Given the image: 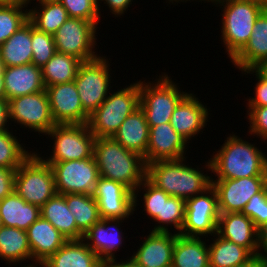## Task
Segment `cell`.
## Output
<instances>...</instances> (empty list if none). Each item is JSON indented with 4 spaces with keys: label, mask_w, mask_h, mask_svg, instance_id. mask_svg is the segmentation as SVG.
Masks as SVG:
<instances>
[{
    "label": "cell",
    "mask_w": 267,
    "mask_h": 267,
    "mask_svg": "<svg viewBox=\"0 0 267 267\" xmlns=\"http://www.w3.org/2000/svg\"><path fill=\"white\" fill-rule=\"evenodd\" d=\"M223 146L205 164L215 179L267 176V154L246 140L230 134Z\"/></svg>",
    "instance_id": "cell-1"
},
{
    "label": "cell",
    "mask_w": 267,
    "mask_h": 267,
    "mask_svg": "<svg viewBox=\"0 0 267 267\" xmlns=\"http://www.w3.org/2000/svg\"><path fill=\"white\" fill-rule=\"evenodd\" d=\"M93 156L101 177L120 182L132 192L146 179L144 158L113 137L96 138Z\"/></svg>",
    "instance_id": "cell-2"
},
{
    "label": "cell",
    "mask_w": 267,
    "mask_h": 267,
    "mask_svg": "<svg viewBox=\"0 0 267 267\" xmlns=\"http://www.w3.org/2000/svg\"><path fill=\"white\" fill-rule=\"evenodd\" d=\"M185 161L186 157L146 164V179L168 195L184 200L203 193L212 185V176L186 165Z\"/></svg>",
    "instance_id": "cell-3"
},
{
    "label": "cell",
    "mask_w": 267,
    "mask_h": 267,
    "mask_svg": "<svg viewBox=\"0 0 267 267\" xmlns=\"http://www.w3.org/2000/svg\"><path fill=\"white\" fill-rule=\"evenodd\" d=\"M212 3L224 8L221 39L231 60L250 39L255 21L266 6L251 0H215Z\"/></svg>",
    "instance_id": "cell-4"
},
{
    "label": "cell",
    "mask_w": 267,
    "mask_h": 267,
    "mask_svg": "<svg viewBox=\"0 0 267 267\" xmlns=\"http://www.w3.org/2000/svg\"><path fill=\"white\" fill-rule=\"evenodd\" d=\"M139 108V81L110 93L89 115L88 126L96 138L113 137L125 119Z\"/></svg>",
    "instance_id": "cell-5"
},
{
    "label": "cell",
    "mask_w": 267,
    "mask_h": 267,
    "mask_svg": "<svg viewBox=\"0 0 267 267\" xmlns=\"http://www.w3.org/2000/svg\"><path fill=\"white\" fill-rule=\"evenodd\" d=\"M155 81H139V107L145 114L148 126L170 123L175 108L188 94L181 92L168 74L160 75Z\"/></svg>",
    "instance_id": "cell-6"
},
{
    "label": "cell",
    "mask_w": 267,
    "mask_h": 267,
    "mask_svg": "<svg viewBox=\"0 0 267 267\" xmlns=\"http://www.w3.org/2000/svg\"><path fill=\"white\" fill-rule=\"evenodd\" d=\"M14 191L27 203L41 208L57 194L51 165L47 164L38 153L32 152L16 170Z\"/></svg>",
    "instance_id": "cell-7"
},
{
    "label": "cell",
    "mask_w": 267,
    "mask_h": 267,
    "mask_svg": "<svg viewBox=\"0 0 267 267\" xmlns=\"http://www.w3.org/2000/svg\"><path fill=\"white\" fill-rule=\"evenodd\" d=\"M46 135L54 139L52 154L45 162L93 158L96 137L88 124H56Z\"/></svg>",
    "instance_id": "cell-8"
},
{
    "label": "cell",
    "mask_w": 267,
    "mask_h": 267,
    "mask_svg": "<svg viewBox=\"0 0 267 267\" xmlns=\"http://www.w3.org/2000/svg\"><path fill=\"white\" fill-rule=\"evenodd\" d=\"M105 56L82 62L75 77L83 110L91 115L108 97L111 89L110 64ZM110 86V87H109Z\"/></svg>",
    "instance_id": "cell-9"
},
{
    "label": "cell",
    "mask_w": 267,
    "mask_h": 267,
    "mask_svg": "<svg viewBox=\"0 0 267 267\" xmlns=\"http://www.w3.org/2000/svg\"><path fill=\"white\" fill-rule=\"evenodd\" d=\"M46 163L53 169L58 194H94L100 177L94 157Z\"/></svg>",
    "instance_id": "cell-10"
},
{
    "label": "cell",
    "mask_w": 267,
    "mask_h": 267,
    "mask_svg": "<svg viewBox=\"0 0 267 267\" xmlns=\"http://www.w3.org/2000/svg\"><path fill=\"white\" fill-rule=\"evenodd\" d=\"M96 27L85 19L69 17L53 35L56 51L82 62L97 58L98 54L94 51L98 36Z\"/></svg>",
    "instance_id": "cell-11"
},
{
    "label": "cell",
    "mask_w": 267,
    "mask_h": 267,
    "mask_svg": "<svg viewBox=\"0 0 267 267\" xmlns=\"http://www.w3.org/2000/svg\"><path fill=\"white\" fill-rule=\"evenodd\" d=\"M185 222L181 235L187 237H208L217 233L218 196L211 185L203 193L185 200Z\"/></svg>",
    "instance_id": "cell-12"
},
{
    "label": "cell",
    "mask_w": 267,
    "mask_h": 267,
    "mask_svg": "<svg viewBox=\"0 0 267 267\" xmlns=\"http://www.w3.org/2000/svg\"><path fill=\"white\" fill-rule=\"evenodd\" d=\"M9 120L46 135L56 124L53 121L46 91L8 100Z\"/></svg>",
    "instance_id": "cell-13"
},
{
    "label": "cell",
    "mask_w": 267,
    "mask_h": 267,
    "mask_svg": "<svg viewBox=\"0 0 267 267\" xmlns=\"http://www.w3.org/2000/svg\"><path fill=\"white\" fill-rule=\"evenodd\" d=\"M267 185V176L239 179H213L212 186L218 196L219 213L242 212L250 198Z\"/></svg>",
    "instance_id": "cell-14"
},
{
    "label": "cell",
    "mask_w": 267,
    "mask_h": 267,
    "mask_svg": "<svg viewBox=\"0 0 267 267\" xmlns=\"http://www.w3.org/2000/svg\"><path fill=\"white\" fill-rule=\"evenodd\" d=\"M93 196L102 219H127L134 214V192L120 182L100 176Z\"/></svg>",
    "instance_id": "cell-15"
},
{
    "label": "cell",
    "mask_w": 267,
    "mask_h": 267,
    "mask_svg": "<svg viewBox=\"0 0 267 267\" xmlns=\"http://www.w3.org/2000/svg\"><path fill=\"white\" fill-rule=\"evenodd\" d=\"M48 96L55 124H87L89 115L83 110L74 81L48 86Z\"/></svg>",
    "instance_id": "cell-16"
},
{
    "label": "cell",
    "mask_w": 267,
    "mask_h": 267,
    "mask_svg": "<svg viewBox=\"0 0 267 267\" xmlns=\"http://www.w3.org/2000/svg\"><path fill=\"white\" fill-rule=\"evenodd\" d=\"M149 143L146 151V164L160 160L185 158L187 140L178 134L170 123L149 126Z\"/></svg>",
    "instance_id": "cell-17"
},
{
    "label": "cell",
    "mask_w": 267,
    "mask_h": 267,
    "mask_svg": "<svg viewBox=\"0 0 267 267\" xmlns=\"http://www.w3.org/2000/svg\"><path fill=\"white\" fill-rule=\"evenodd\" d=\"M124 220L101 218L84 234L83 240L102 262L116 259L115 252L122 246L123 232L120 225Z\"/></svg>",
    "instance_id": "cell-18"
},
{
    "label": "cell",
    "mask_w": 267,
    "mask_h": 267,
    "mask_svg": "<svg viewBox=\"0 0 267 267\" xmlns=\"http://www.w3.org/2000/svg\"><path fill=\"white\" fill-rule=\"evenodd\" d=\"M176 232L151 231L131 258L141 267H171Z\"/></svg>",
    "instance_id": "cell-19"
},
{
    "label": "cell",
    "mask_w": 267,
    "mask_h": 267,
    "mask_svg": "<svg viewBox=\"0 0 267 267\" xmlns=\"http://www.w3.org/2000/svg\"><path fill=\"white\" fill-rule=\"evenodd\" d=\"M208 110L198 98L188 93L172 113L170 124L187 142L207 125Z\"/></svg>",
    "instance_id": "cell-20"
},
{
    "label": "cell",
    "mask_w": 267,
    "mask_h": 267,
    "mask_svg": "<svg viewBox=\"0 0 267 267\" xmlns=\"http://www.w3.org/2000/svg\"><path fill=\"white\" fill-rule=\"evenodd\" d=\"M34 266H40L68 240L41 216L26 230ZM39 264V265H38Z\"/></svg>",
    "instance_id": "cell-21"
},
{
    "label": "cell",
    "mask_w": 267,
    "mask_h": 267,
    "mask_svg": "<svg viewBox=\"0 0 267 267\" xmlns=\"http://www.w3.org/2000/svg\"><path fill=\"white\" fill-rule=\"evenodd\" d=\"M4 76L6 100L45 90L42 68L30 63L12 67H1Z\"/></svg>",
    "instance_id": "cell-22"
},
{
    "label": "cell",
    "mask_w": 267,
    "mask_h": 267,
    "mask_svg": "<svg viewBox=\"0 0 267 267\" xmlns=\"http://www.w3.org/2000/svg\"><path fill=\"white\" fill-rule=\"evenodd\" d=\"M217 234L223 239L247 248L257 256V228L254 222L242 212L221 213Z\"/></svg>",
    "instance_id": "cell-23"
},
{
    "label": "cell",
    "mask_w": 267,
    "mask_h": 267,
    "mask_svg": "<svg viewBox=\"0 0 267 267\" xmlns=\"http://www.w3.org/2000/svg\"><path fill=\"white\" fill-rule=\"evenodd\" d=\"M265 60H267V7L256 19L250 39L231 62L242 71L256 68Z\"/></svg>",
    "instance_id": "cell-24"
},
{
    "label": "cell",
    "mask_w": 267,
    "mask_h": 267,
    "mask_svg": "<svg viewBox=\"0 0 267 267\" xmlns=\"http://www.w3.org/2000/svg\"><path fill=\"white\" fill-rule=\"evenodd\" d=\"M149 128L145 114L139 107L125 119L117 132L113 135V138L125 149L142 156L146 163Z\"/></svg>",
    "instance_id": "cell-25"
},
{
    "label": "cell",
    "mask_w": 267,
    "mask_h": 267,
    "mask_svg": "<svg viewBox=\"0 0 267 267\" xmlns=\"http://www.w3.org/2000/svg\"><path fill=\"white\" fill-rule=\"evenodd\" d=\"M40 267H102V261L83 239L68 240Z\"/></svg>",
    "instance_id": "cell-26"
},
{
    "label": "cell",
    "mask_w": 267,
    "mask_h": 267,
    "mask_svg": "<svg viewBox=\"0 0 267 267\" xmlns=\"http://www.w3.org/2000/svg\"><path fill=\"white\" fill-rule=\"evenodd\" d=\"M40 216V207L27 203L15 191L0 201V218L4 226L27 230Z\"/></svg>",
    "instance_id": "cell-27"
},
{
    "label": "cell",
    "mask_w": 267,
    "mask_h": 267,
    "mask_svg": "<svg viewBox=\"0 0 267 267\" xmlns=\"http://www.w3.org/2000/svg\"><path fill=\"white\" fill-rule=\"evenodd\" d=\"M31 60V22L28 20L0 46V64L12 67L30 64Z\"/></svg>",
    "instance_id": "cell-28"
},
{
    "label": "cell",
    "mask_w": 267,
    "mask_h": 267,
    "mask_svg": "<svg viewBox=\"0 0 267 267\" xmlns=\"http://www.w3.org/2000/svg\"><path fill=\"white\" fill-rule=\"evenodd\" d=\"M171 267H210L208 244L201 237L177 234Z\"/></svg>",
    "instance_id": "cell-29"
},
{
    "label": "cell",
    "mask_w": 267,
    "mask_h": 267,
    "mask_svg": "<svg viewBox=\"0 0 267 267\" xmlns=\"http://www.w3.org/2000/svg\"><path fill=\"white\" fill-rule=\"evenodd\" d=\"M41 217L49 221L67 240H80L83 235L77 230L75 218L67 207L64 194L51 197L41 208Z\"/></svg>",
    "instance_id": "cell-30"
},
{
    "label": "cell",
    "mask_w": 267,
    "mask_h": 267,
    "mask_svg": "<svg viewBox=\"0 0 267 267\" xmlns=\"http://www.w3.org/2000/svg\"><path fill=\"white\" fill-rule=\"evenodd\" d=\"M0 257L7 264L31 260L32 252L29 247L26 230L15 227H0Z\"/></svg>",
    "instance_id": "cell-31"
},
{
    "label": "cell",
    "mask_w": 267,
    "mask_h": 267,
    "mask_svg": "<svg viewBox=\"0 0 267 267\" xmlns=\"http://www.w3.org/2000/svg\"><path fill=\"white\" fill-rule=\"evenodd\" d=\"M215 236L213 243L208 245L210 267H234L254 257L247 248L223 239L217 233Z\"/></svg>",
    "instance_id": "cell-32"
},
{
    "label": "cell",
    "mask_w": 267,
    "mask_h": 267,
    "mask_svg": "<svg viewBox=\"0 0 267 267\" xmlns=\"http://www.w3.org/2000/svg\"><path fill=\"white\" fill-rule=\"evenodd\" d=\"M81 63L78 58L56 52L42 67L45 87L74 81Z\"/></svg>",
    "instance_id": "cell-33"
},
{
    "label": "cell",
    "mask_w": 267,
    "mask_h": 267,
    "mask_svg": "<svg viewBox=\"0 0 267 267\" xmlns=\"http://www.w3.org/2000/svg\"><path fill=\"white\" fill-rule=\"evenodd\" d=\"M67 207L75 218L77 230L84 234L100 221L99 209L93 195L65 194Z\"/></svg>",
    "instance_id": "cell-34"
},
{
    "label": "cell",
    "mask_w": 267,
    "mask_h": 267,
    "mask_svg": "<svg viewBox=\"0 0 267 267\" xmlns=\"http://www.w3.org/2000/svg\"><path fill=\"white\" fill-rule=\"evenodd\" d=\"M185 212L186 207L184 199L170 196L164 190H161L160 214H157V226L155 225L152 231L169 232L168 225H170L171 228L173 225L178 231L176 233L180 234L185 222Z\"/></svg>",
    "instance_id": "cell-35"
},
{
    "label": "cell",
    "mask_w": 267,
    "mask_h": 267,
    "mask_svg": "<svg viewBox=\"0 0 267 267\" xmlns=\"http://www.w3.org/2000/svg\"><path fill=\"white\" fill-rule=\"evenodd\" d=\"M38 6L28 9V20L41 32L54 35L69 18L66 9L60 2Z\"/></svg>",
    "instance_id": "cell-36"
},
{
    "label": "cell",
    "mask_w": 267,
    "mask_h": 267,
    "mask_svg": "<svg viewBox=\"0 0 267 267\" xmlns=\"http://www.w3.org/2000/svg\"><path fill=\"white\" fill-rule=\"evenodd\" d=\"M9 130L0 132V167L17 169L30 155L17 136Z\"/></svg>",
    "instance_id": "cell-37"
},
{
    "label": "cell",
    "mask_w": 267,
    "mask_h": 267,
    "mask_svg": "<svg viewBox=\"0 0 267 267\" xmlns=\"http://www.w3.org/2000/svg\"><path fill=\"white\" fill-rule=\"evenodd\" d=\"M31 63L42 68L57 52L54 36L37 30L31 23Z\"/></svg>",
    "instance_id": "cell-38"
},
{
    "label": "cell",
    "mask_w": 267,
    "mask_h": 267,
    "mask_svg": "<svg viewBox=\"0 0 267 267\" xmlns=\"http://www.w3.org/2000/svg\"><path fill=\"white\" fill-rule=\"evenodd\" d=\"M23 8L0 6V46L28 21V9Z\"/></svg>",
    "instance_id": "cell-39"
},
{
    "label": "cell",
    "mask_w": 267,
    "mask_h": 267,
    "mask_svg": "<svg viewBox=\"0 0 267 267\" xmlns=\"http://www.w3.org/2000/svg\"><path fill=\"white\" fill-rule=\"evenodd\" d=\"M59 2L66 9L68 17L85 19L98 25L101 16L98 0H59Z\"/></svg>",
    "instance_id": "cell-40"
},
{
    "label": "cell",
    "mask_w": 267,
    "mask_h": 267,
    "mask_svg": "<svg viewBox=\"0 0 267 267\" xmlns=\"http://www.w3.org/2000/svg\"><path fill=\"white\" fill-rule=\"evenodd\" d=\"M143 189V201H144V210L147 216L150 219L157 222V214H160V206H161V189L154 186L150 183L147 179H145L139 187L134 192V211L137 207V196L139 197L138 193ZM140 189V190H139Z\"/></svg>",
    "instance_id": "cell-41"
},
{
    "label": "cell",
    "mask_w": 267,
    "mask_h": 267,
    "mask_svg": "<svg viewBox=\"0 0 267 267\" xmlns=\"http://www.w3.org/2000/svg\"><path fill=\"white\" fill-rule=\"evenodd\" d=\"M242 213L254 222L257 229L267 223V185L250 198Z\"/></svg>",
    "instance_id": "cell-42"
},
{
    "label": "cell",
    "mask_w": 267,
    "mask_h": 267,
    "mask_svg": "<svg viewBox=\"0 0 267 267\" xmlns=\"http://www.w3.org/2000/svg\"><path fill=\"white\" fill-rule=\"evenodd\" d=\"M250 135L259 136L262 141L267 140V106H247Z\"/></svg>",
    "instance_id": "cell-43"
},
{
    "label": "cell",
    "mask_w": 267,
    "mask_h": 267,
    "mask_svg": "<svg viewBox=\"0 0 267 267\" xmlns=\"http://www.w3.org/2000/svg\"><path fill=\"white\" fill-rule=\"evenodd\" d=\"M244 74H253L256 75L255 78L258 80L256 83L255 88V96L252 98H249L247 101L248 106H267V77L264 76L257 68H248L245 70H242V73Z\"/></svg>",
    "instance_id": "cell-44"
},
{
    "label": "cell",
    "mask_w": 267,
    "mask_h": 267,
    "mask_svg": "<svg viewBox=\"0 0 267 267\" xmlns=\"http://www.w3.org/2000/svg\"><path fill=\"white\" fill-rule=\"evenodd\" d=\"M16 170L0 167V201L14 191Z\"/></svg>",
    "instance_id": "cell-45"
},
{
    "label": "cell",
    "mask_w": 267,
    "mask_h": 267,
    "mask_svg": "<svg viewBox=\"0 0 267 267\" xmlns=\"http://www.w3.org/2000/svg\"><path fill=\"white\" fill-rule=\"evenodd\" d=\"M257 235V256L267 260V223L257 229Z\"/></svg>",
    "instance_id": "cell-46"
},
{
    "label": "cell",
    "mask_w": 267,
    "mask_h": 267,
    "mask_svg": "<svg viewBox=\"0 0 267 267\" xmlns=\"http://www.w3.org/2000/svg\"><path fill=\"white\" fill-rule=\"evenodd\" d=\"M99 1H103L104 4H107L106 6L109 7L110 12L116 17L123 15L133 2V0H98V7L100 6Z\"/></svg>",
    "instance_id": "cell-47"
},
{
    "label": "cell",
    "mask_w": 267,
    "mask_h": 267,
    "mask_svg": "<svg viewBox=\"0 0 267 267\" xmlns=\"http://www.w3.org/2000/svg\"><path fill=\"white\" fill-rule=\"evenodd\" d=\"M7 122L8 123L10 122L8 101L6 99H1L0 100V132L9 129V124Z\"/></svg>",
    "instance_id": "cell-48"
},
{
    "label": "cell",
    "mask_w": 267,
    "mask_h": 267,
    "mask_svg": "<svg viewBox=\"0 0 267 267\" xmlns=\"http://www.w3.org/2000/svg\"><path fill=\"white\" fill-rule=\"evenodd\" d=\"M117 259L102 262V267H141L131 257L127 260L116 262Z\"/></svg>",
    "instance_id": "cell-49"
},
{
    "label": "cell",
    "mask_w": 267,
    "mask_h": 267,
    "mask_svg": "<svg viewBox=\"0 0 267 267\" xmlns=\"http://www.w3.org/2000/svg\"><path fill=\"white\" fill-rule=\"evenodd\" d=\"M28 0H0V6L27 7Z\"/></svg>",
    "instance_id": "cell-50"
},
{
    "label": "cell",
    "mask_w": 267,
    "mask_h": 267,
    "mask_svg": "<svg viewBox=\"0 0 267 267\" xmlns=\"http://www.w3.org/2000/svg\"><path fill=\"white\" fill-rule=\"evenodd\" d=\"M234 267H263V259L259 258L258 256H254L250 261L247 263L237 265Z\"/></svg>",
    "instance_id": "cell-51"
},
{
    "label": "cell",
    "mask_w": 267,
    "mask_h": 267,
    "mask_svg": "<svg viewBox=\"0 0 267 267\" xmlns=\"http://www.w3.org/2000/svg\"><path fill=\"white\" fill-rule=\"evenodd\" d=\"M1 99H6L4 76H3L2 70H0V100Z\"/></svg>",
    "instance_id": "cell-52"
},
{
    "label": "cell",
    "mask_w": 267,
    "mask_h": 267,
    "mask_svg": "<svg viewBox=\"0 0 267 267\" xmlns=\"http://www.w3.org/2000/svg\"><path fill=\"white\" fill-rule=\"evenodd\" d=\"M264 76L267 77V60L263 61L258 67H256Z\"/></svg>",
    "instance_id": "cell-53"
},
{
    "label": "cell",
    "mask_w": 267,
    "mask_h": 267,
    "mask_svg": "<svg viewBox=\"0 0 267 267\" xmlns=\"http://www.w3.org/2000/svg\"><path fill=\"white\" fill-rule=\"evenodd\" d=\"M31 1L32 0H28V4L31 3ZM37 2H39V5H45L49 3L59 2V0H37Z\"/></svg>",
    "instance_id": "cell-54"
},
{
    "label": "cell",
    "mask_w": 267,
    "mask_h": 267,
    "mask_svg": "<svg viewBox=\"0 0 267 267\" xmlns=\"http://www.w3.org/2000/svg\"><path fill=\"white\" fill-rule=\"evenodd\" d=\"M251 1L259 2V3H261V4H263L264 6L267 7V0H251Z\"/></svg>",
    "instance_id": "cell-55"
},
{
    "label": "cell",
    "mask_w": 267,
    "mask_h": 267,
    "mask_svg": "<svg viewBox=\"0 0 267 267\" xmlns=\"http://www.w3.org/2000/svg\"><path fill=\"white\" fill-rule=\"evenodd\" d=\"M169 1V4H170V2L173 4L174 3V1L176 2V3H178V2H186V1H190V0H168ZM194 1V0H193ZM200 1H203V0H200Z\"/></svg>",
    "instance_id": "cell-56"
},
{
    "label": "cell",
    "mask_w": 267,
    "mask_h": 267,
    "mask_svg": "<svg viewBox=\"0 0 267 267\" xmlns=\"http://www.w3.org/2000/svg\"><path fill=\"white\" fill-rule=\"evenodd\" d=\"M22 267H37V266H34V264H31V263H30L29 265L27 264V266L24 265V266H22ZM38 267H40V266H38Z\"/></svg>",
    "instance_id": "cell-57"
},
{
    "label": "cell",
    "mask_w": 267,
    "mask_h": 267,
    "mask_svg": "<svg viewBox=\"0 0 267 267\" xmlns=\"http://www.w3.org/2000/svg\"><path fill=\"white\" fill-rule=\"evenodd\" d=\"M263 267H267V260H263Z\"/></svg>",
    "instance_id": "cell-58"
},
{
    "label": "cell",
    "mask_w": 267,
    "mask_h": 267,
    "mask_svg": "<svg viewBox=\"0 0 267 267\" xmlns=\"http://www.w3.org/2000/svg\"><path fill=\"white\" fill-rule=\"evenodd\" d=\"M203 1H207V2H213V1H215V0H203Z\"/></svg>",
    "instance_id": "cell-59"
},
{
    "label": "cell",
    "mask_w": 267,
    "mask_h": 267,
    "mask_svg": "<svg viewBox=\"0 0 267 267\" xmlns=\"http://www.w3.org/2000/svg\"><path fill=\"white\" fill-rule=\"evenodd\" d=\"M3 226V224H2V221H1V218H0V227H2Z\"/></svg>",
    "instance_id": "cell-60"
}]
</instances>
